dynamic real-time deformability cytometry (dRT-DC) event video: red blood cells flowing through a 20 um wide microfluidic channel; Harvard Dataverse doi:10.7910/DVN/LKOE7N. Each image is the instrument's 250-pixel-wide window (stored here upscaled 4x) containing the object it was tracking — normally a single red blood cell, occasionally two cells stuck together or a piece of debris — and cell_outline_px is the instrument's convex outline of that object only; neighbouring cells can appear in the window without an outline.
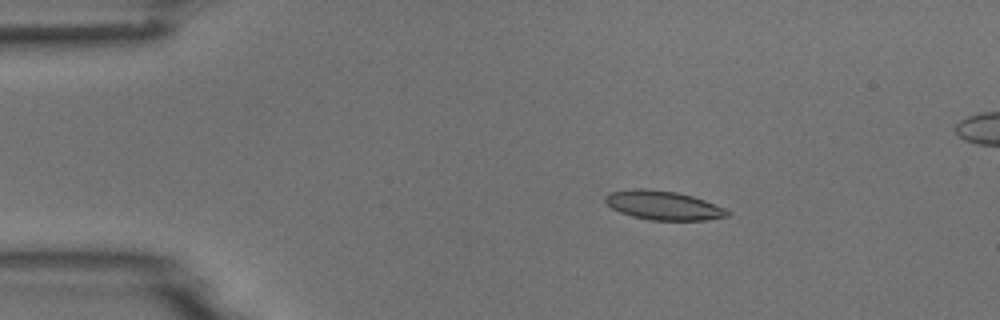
{"species": "common noctule bat (a hibernating species)", "species_latin": "Nyctalus noctula", "temperature_condition": "room temperature", "stored_images_in_passage": 6, "camera_frame_rate_fps": 3000, "um_per_image_px": 0.085, "animal": {"sex": "male", "body_mass_g": 18.8}, "frame": {"image": 1, "passage_image": 3, "time_ms": 2.333, "image_size_px": [1000, 320], "cell_outline_px": [[732, 212], [728, 216], [708, 220], [652, 220], [632, 216], [620, 212], [612, 208], [604, 200], [604, 196], [608, 192], [632, 188], [644, 188], [676, 192], [692, 196], [704, 200], [724, 208]], "centroid_in_image_um": [56.36, 17.45], "position_along_channel_um": 28.6, "area_um2": 20.69}}
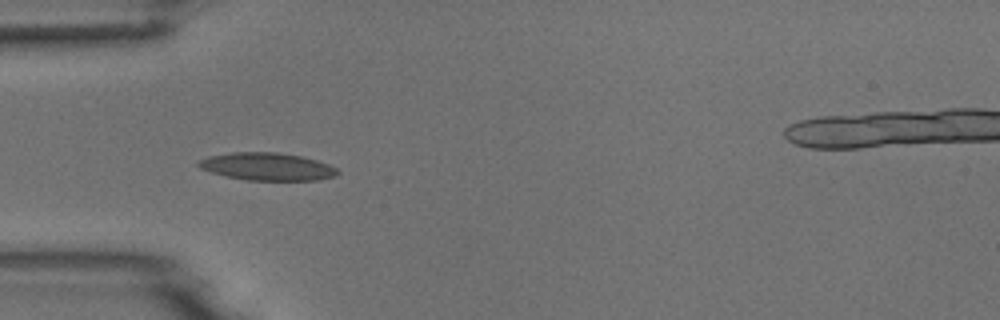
{"frame": {"image": 2, "passage_image": 5, "time_ms": 4.667, "image_size_px": [1000, 320], "cell_outline_px": [[340, 172], [336, 176], [320, 180], [248, 180], [228, 176], [212, 172], [200, 168], [196, 164], [196, 160], [208, 156], [232, 152], [276, 152], [300, 156], [316, 160], [328, 164], [336, 168]], "centroid_in_image_um": [22.7, 14.15], "position_along_channel_um": 62.3, "area_um2": 22.37}}